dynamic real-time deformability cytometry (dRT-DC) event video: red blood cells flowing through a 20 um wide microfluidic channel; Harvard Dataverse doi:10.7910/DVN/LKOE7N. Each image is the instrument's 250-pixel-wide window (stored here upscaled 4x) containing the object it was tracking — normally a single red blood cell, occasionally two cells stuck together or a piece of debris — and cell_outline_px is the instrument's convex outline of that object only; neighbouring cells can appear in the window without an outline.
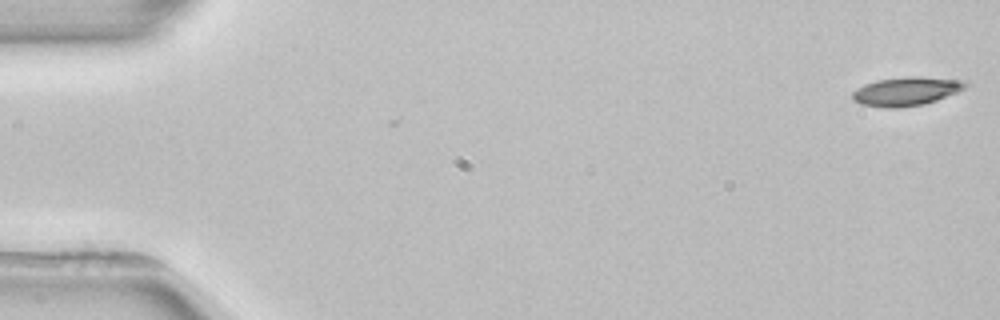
{"species": "common noctule bat (a hibernating species)", "species_latin": "Nyctalus noctula", "temperature_condition": "room temperature", "stored_images_in_passage": 5, "camera_frame_rate_fps": 3000, "um_per_image_px": 0.085, "animal": {"sex": "female", "body_mass_g": 22.7, "forearm_length_mm": 54.2}, "frame": {"image": 1, "passage_image": 1, "time_ms": 0.0, "image_size_px": [1000, 320], "cell_outline_px": [[968, 84], [964, 88], [956, 92], [936, 100], [924, 104], [900, 108], [884, 108], [860, 104], [852, 100], [852, 92], [856, 88], [864, 84], [876, 80], [904, 76], [916, 76], [968, 80]], "centroid_in_image_um": [77.0, 7.75], "position_along_channel_um": 8.0, "area_um2": 19.19}}
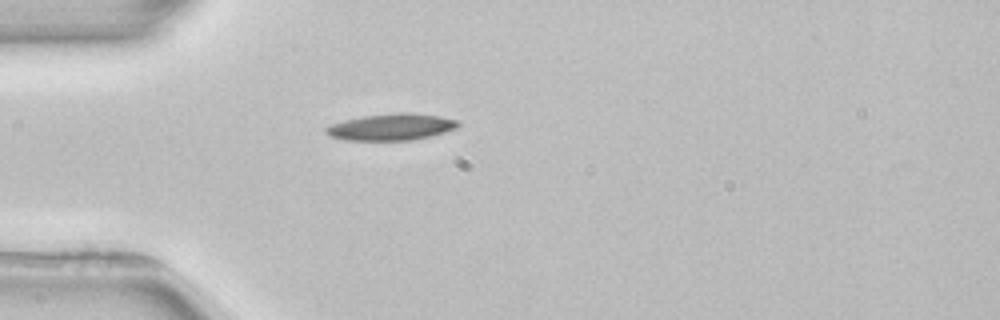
{"frame": {"image": 2, "passage_image": 5, "time_ms": 4.667, "image_size_px": [1000, 320], "cell_outline_px": [[460, 124], [456, 128], [444, 132], [412, 140], [344, 140], [328, 136], [324, 132], [324, 128], [328, 124], [360, 116], [396, 112], [408, 112], [440, 116], [456, 120]], "centroid_in_image_um": [33.17, 10.78], "position_along_channel_um": 51.8, "area_um2": 20.69}}